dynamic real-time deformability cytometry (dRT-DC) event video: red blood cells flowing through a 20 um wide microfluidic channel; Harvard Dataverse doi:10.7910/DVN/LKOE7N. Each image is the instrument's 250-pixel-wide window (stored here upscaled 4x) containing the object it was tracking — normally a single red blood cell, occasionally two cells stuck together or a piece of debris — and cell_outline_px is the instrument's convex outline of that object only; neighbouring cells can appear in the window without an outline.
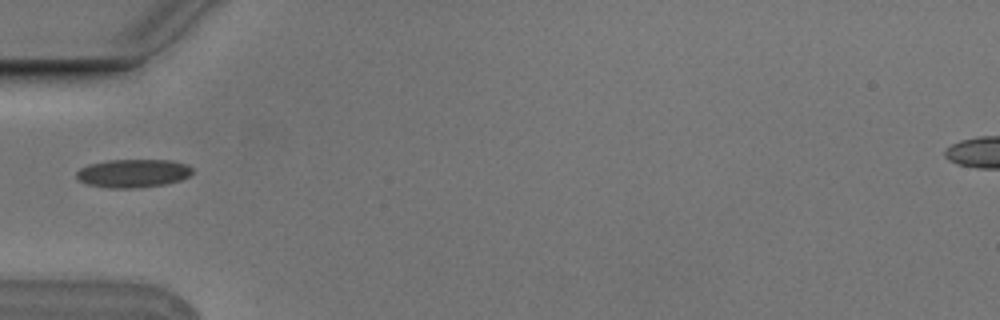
{"species": "Egyptian fruit bat (a non-hibernating species)", "species_latin": "Rousettus aegyptiacus", "temperature_condition": "cold", "stored_images_in_passage": 2, "camera_frame_rate_fps": 3000, "um_per_image_px": 0.085, "animal": {"sex": "male"}, "frame": {"image": 1, "passage_image": 1, "time_ms": 0.0, "image_size_px": [1000, 320], "cell_outline_px": [[192, 172], [188, 176], [180, 180], [164, 184], [136, 188], [108, 188], [88, 184], [80, 180], [76, 176], [76, 172], [80, 168], [88, 164], [108, 160], [172, 160], [184, 164], [192, 168]], "centroid_in_image_um": [11.28, 14.72], "position_along_channel_um": 73.7, "area_um2": 19.02}}